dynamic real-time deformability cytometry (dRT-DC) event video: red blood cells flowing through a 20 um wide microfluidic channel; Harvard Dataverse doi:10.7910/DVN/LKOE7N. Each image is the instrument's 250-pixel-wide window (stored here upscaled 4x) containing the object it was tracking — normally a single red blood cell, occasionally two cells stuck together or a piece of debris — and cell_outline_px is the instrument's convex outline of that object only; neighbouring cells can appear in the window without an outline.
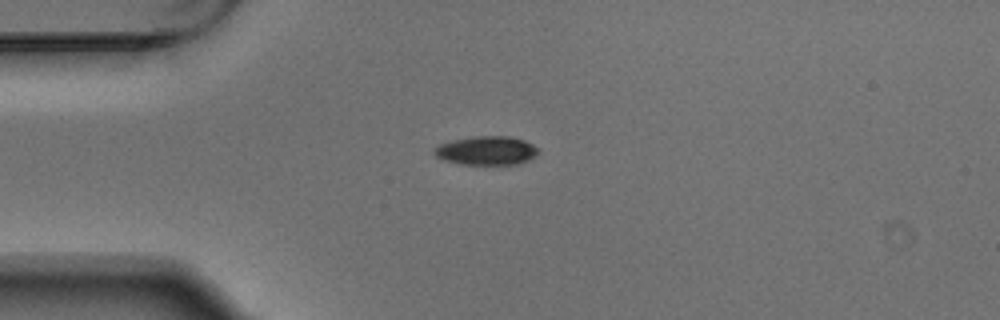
{"species": "Egyptian fruit bat (a non-hibernating species)", "species_latin": "Rousettus aegyptiacus", "temperature_condition": "warm", "stored_images_in_passage": 5, "camera_frame_rate_fps": 3000, "um_per_image_px": 0.085, "animal": {"sex": "male"}, "frame": {"image": 1, "passage_image": 1, "time_ms": 0.0, "image_size_px": [1000, 320], "cell_outline_px": [[536, 152], [528, 160], [516, 164], [464, 164], [444, 160], [436, 156], [432, 152], [440, 144], [452, 140], [472, 136], [508, 136], [524, 140], [532, 144], [536, 148]], "centroid_in_image_um": [41.31, 12.79], "position_along_channel_um": 43.7, "area_um2": 17.11}}
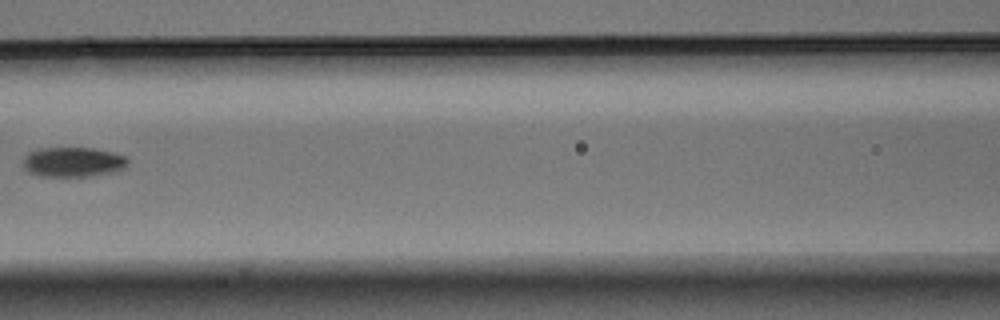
{"frame": {"image": 2, "passage_image": 4, "time_ms": 1.0, "image_size_px": [1000, 320], "cell_outline_px": [[128, 168], [112, 172], [92, 176], [40, 176], [28, 172], [24, 168], [24, 156], [28, 152], [40, 148], [92, 148], [112, 152], [124, 156], [128, 160]], "centroid_in_image_um": [6.22, 13.77], "position_along_channel_um": 160.4, "area_um2": 18.26}}
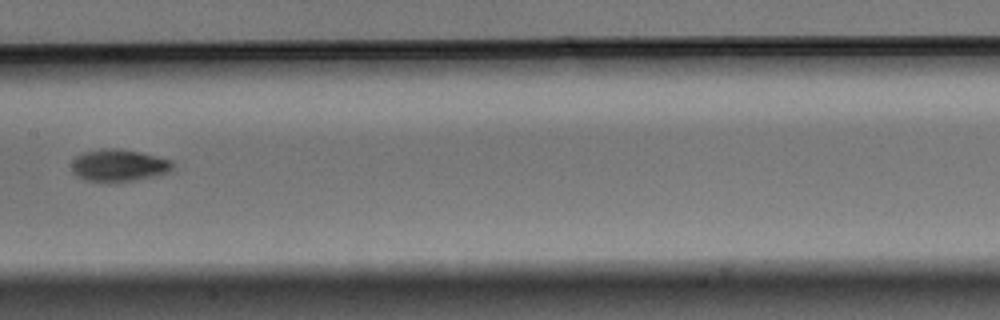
{"frame": {"image": 3, "passage_image": 5, "time_ms": 1.333, "image_size_px": [1000, 320], "cell_outline_px": [[172, 168], [168, 172], [156, 176], [108, 184], [84, 180], [76, 176], [72, 172], [72, 160], [76, 156], [84, 152], [112, 148], [116, 148], [140, 152], [172, 160]], "centroid_in_image_um": [10.05, 14.09], "position_along_channel_um": 197.3, "area_um2": 19.13}}